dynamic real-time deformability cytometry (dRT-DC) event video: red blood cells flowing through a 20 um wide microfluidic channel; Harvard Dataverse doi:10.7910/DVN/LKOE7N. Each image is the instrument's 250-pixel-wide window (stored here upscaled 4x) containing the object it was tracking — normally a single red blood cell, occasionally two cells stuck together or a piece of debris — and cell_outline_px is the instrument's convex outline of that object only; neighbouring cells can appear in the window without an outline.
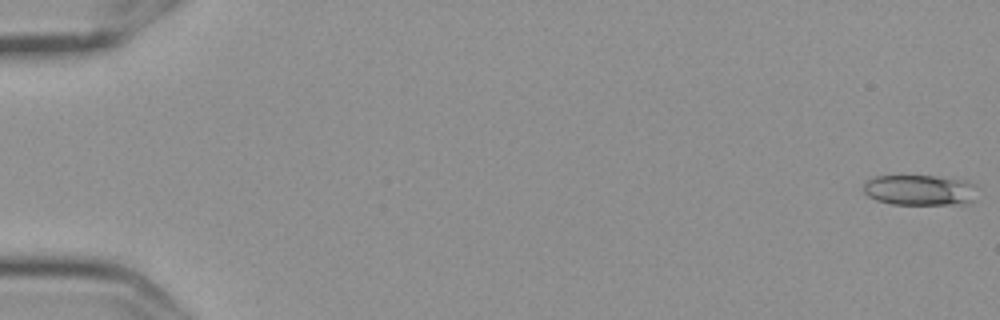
{"species": "Egyptian fruit bat (a non-hibernating species)", "species_latin": "Rousettus aegyptiacus", "temperature_condition": "cold", "stored_images_in_passage": 57, "camera_frame_rate_fps": 3000, "um_per_image_px": 0.085, "frame": {"image": 1, "passage_image": 1, "time_ms": 0.0, "image_size_px": [1000, 320], "cell_outline_px": [[976, 200], [964, 204], [892, 204], [876, 200], [868, 196], [864, 192], [864, 184], [872, 176], [936, 176], [968, 180], [976, 184]], "centroid_in_image_um": [78.24, 16.15], "position_along_channel_um": 6.8, "area_um2": 20.58}}
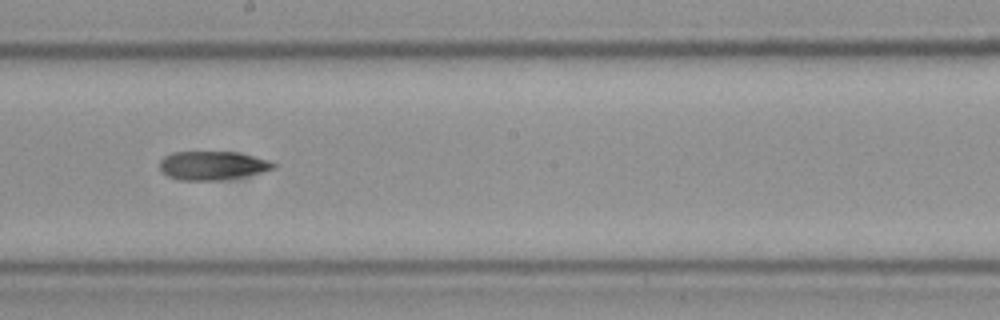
{"frame": {"image": 2, "passage_image": 33, "time_ms": 10.667, "image_size_px": [1000, 320], "cell_outline_px": [[276, 168], [260, 172], [240, 176], [212, 180], [180, 180], [168, 176], [160, 168], [160, 160], [164, 156], [172, 152], [236, 152], [268, 160], [276, 164]], "centroid_in_image_um": [18.02, 14.05], "position_along_channel_um": 230.2, "area_um2": 18.61}}
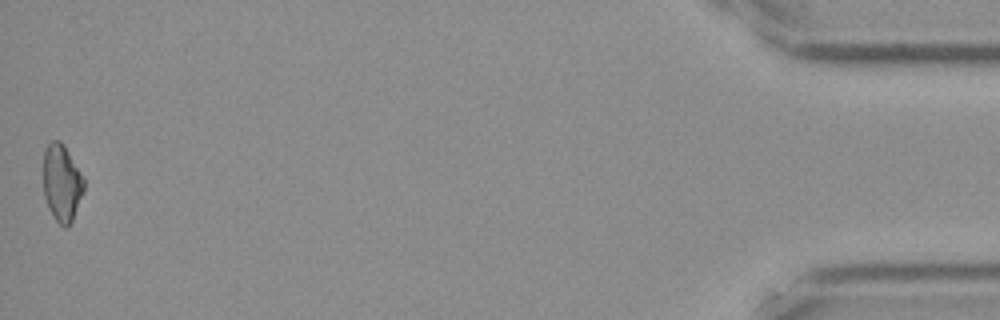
{"frame": {"image": 3, "passage_image": 57, "time_ms": 18.667, "image_size_px": [1000, 320], "cell_outline_px": [[84, 188], [72, 220], [64, 228], [52, 216], [48, 208], [44, 196], [44, 148], [52, 140], [60, 140], [64, 144], [80, 172], [84, 180]], "centroid_in_image_um": [5.23, 15.52], "position_along_channel_um": 430.0, "area_um2": 17.98}}